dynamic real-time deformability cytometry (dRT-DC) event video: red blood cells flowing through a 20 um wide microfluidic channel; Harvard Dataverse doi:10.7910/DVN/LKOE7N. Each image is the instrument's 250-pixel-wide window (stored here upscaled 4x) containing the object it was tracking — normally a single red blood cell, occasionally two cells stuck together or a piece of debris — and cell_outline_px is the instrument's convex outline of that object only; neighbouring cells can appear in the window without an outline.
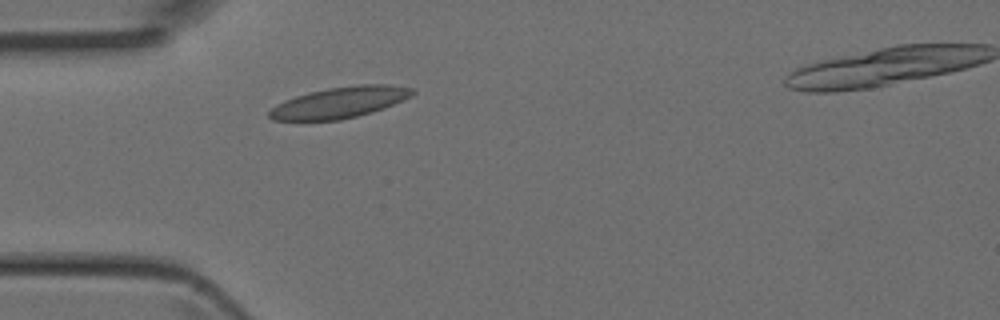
{"species": "Egyptian fruit bat (a non-hibernating species)", "species_latin": "Rousettus aegyptiacus", "temperature_condition": "room temperature", "stored_images_in_passage": 3, "camera_frame_rate_fps": 3000, "um_per_image_px": 0.085, "animal": {"sex": "female"}, "frame": {"image": 1, "passage_image": 2, "time_ms": 0.333, "image_size_px": [1000, 320], "cell_outline_px": [[416, 92], [412, 96], [404, 100], [384, 108], [372, 112], [340, 120], [272, 120], [268, 116], [268, 112], [276, 104], [284, 100], [308, 92], [328, 88], [360, 84], [388, 84], [412, 88]], "centroid_in_image_um": [28.89, 8.7], "position_along_channel_um": 56.1, "area_um2": 25.95}}